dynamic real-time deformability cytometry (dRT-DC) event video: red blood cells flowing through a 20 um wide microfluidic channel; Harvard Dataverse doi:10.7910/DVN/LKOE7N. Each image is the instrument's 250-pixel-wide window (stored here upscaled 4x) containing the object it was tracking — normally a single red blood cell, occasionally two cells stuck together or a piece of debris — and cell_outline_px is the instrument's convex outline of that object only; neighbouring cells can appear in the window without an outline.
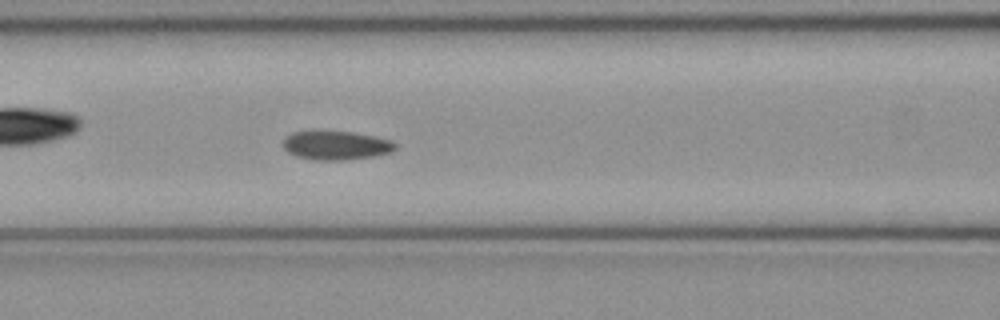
{"species": "common noctule bat (a hibernating species)", "species_latin": "Nyctalus noctula", "temperature_condition": "cold", "stored_images_in_passage": 44, "camera_frame_rate_fps": 3000, "um_per_image_px": 0.085, "animal": {"sex": "female", "body_mass_g": 21.9}, "frame": {"image": 1, "passage_image": 21, "time_ms": 6.667, "image_size_px": [1000, 320], "cell_outline_px": [[396, 148], [392, 152], [376, 156], [344, 160], [312, 160], [296, 156], [288, 152], [284, 148], [284, 140], [292, 132], [312, 128], [352, 132], [392, 140], [396, 144]], "centroid_in_image_um": [28.54, 12.32], "position_along_channel_um": 138.1, "area_um2": 19.54}}
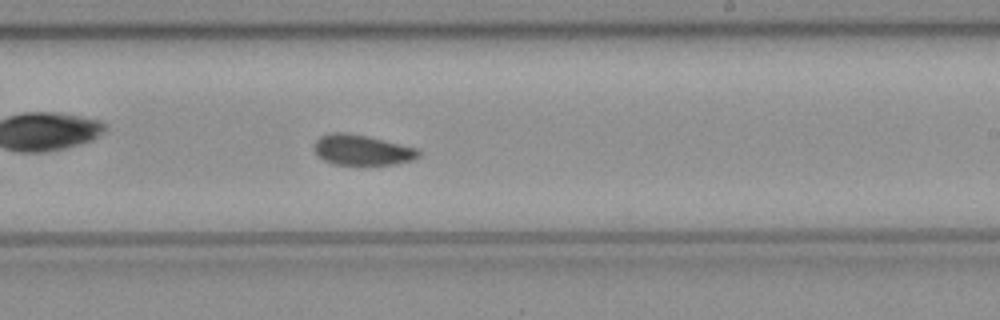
{"frame": {"image": 2, "passage_image": 30, "time_ms": 9.667, "image_size_px": [1000, 320], "cell_outline_px": [[420, 156], [412, 160], [392, 164], [332, 164], [324, 160], [312, 148], [312, 144], [320, 136], [332, 132], [348, 132], [368, 136], [416, 148], [420, 152]], "centroid_in_image_um": [30.73, 12.73], "position_along_channel_um": 258.3, "area_um2": 18.44}}
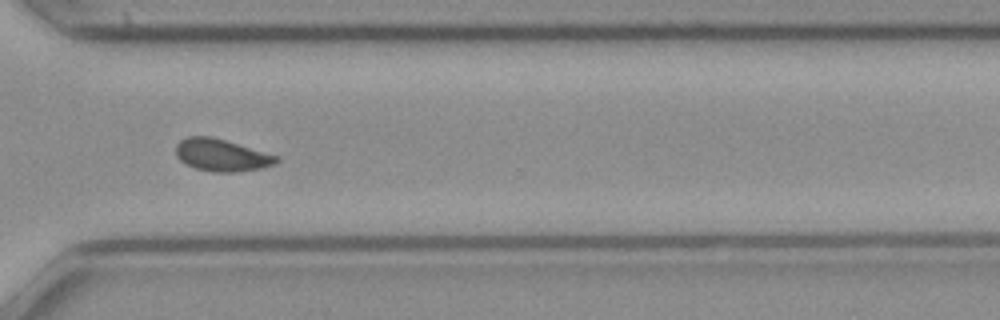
{"frame": {"image": 3, "passage_image": 37, "time_ms": 12.0, "image_size_px": [1000, 320], "cell_outline_px": [[280, 160], [276, 164], [264, 168], [236, 172], [212, 172], [196, 168], [180, 160], [176, 156], [176, 144], [180, 140], [188, 136], [212, 136], [280, 156]], "centroid_in_image_um": [18.88, 13.18], "position_along_channel_um": 351.7, "area_um2": 19.07}, "authors_computed_cell_mechanics": {"area_um2": 19.0162, "velocity_mm_per_s": 4.0069, "shape_relaxation_time_tau1_ms": null, "shape_relaxation_time_tau2_ms": 2.8287, "deformation_change_tau1": null, "deformation_change_tau2": 0.0591}}